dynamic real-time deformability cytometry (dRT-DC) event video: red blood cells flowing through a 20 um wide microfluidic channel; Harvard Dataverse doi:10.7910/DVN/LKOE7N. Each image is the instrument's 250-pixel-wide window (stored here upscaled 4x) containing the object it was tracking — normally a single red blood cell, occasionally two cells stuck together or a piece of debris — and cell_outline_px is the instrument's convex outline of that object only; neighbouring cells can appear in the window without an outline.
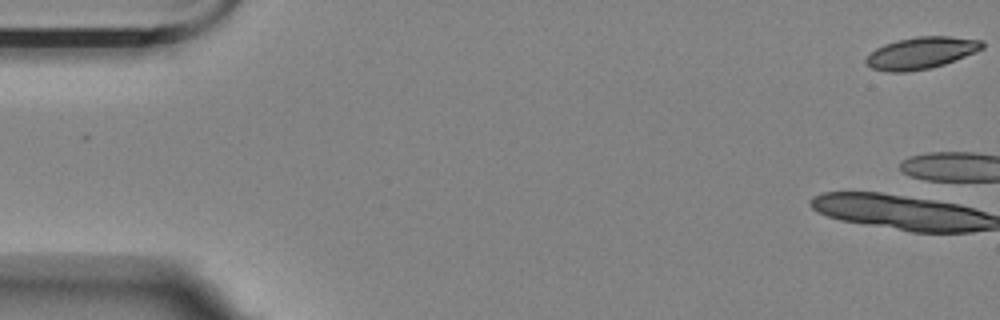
{"species": "Egyptian fruit bat (a non-hibernating species)", "species_latin": "Rousettus aegyptiacus", "temperature_condition": "room temperature", "stored_images_in_passage": 52, "camera_frame_rate_fps": 3000, "um_per_image_px": 0.085, "animal": {"sex": "female"}, "frame": {"image": 1, "passage_image": 1, "time_ms": 0.0, "image_size_px": [1000, 320], "cell_outline_px": [[984, 48], [976, 52], [944, 64], [932, 68], [908, 72], [888, 72], [872, 68], [864, 60], [876, 48], [884, 44], [896, 40], [916, 36], [948, 36], [984, 40]], "centroid_in_image_um": [78.32, 4.49], "position_along_channel_um": 6.7, "area_um2": 21.68}}
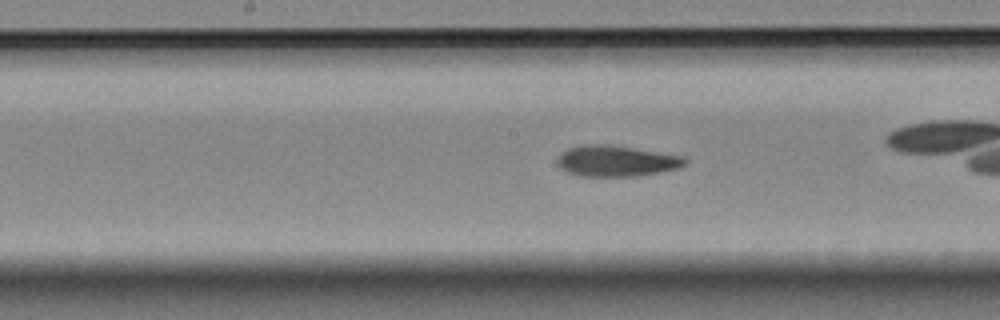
{"frame": {"image": 2, "passage_image": 27, "time_ms": 8.667, "image_size_px": [1000, 320], "cell_outline_px": [[688, 160], [680, 168], [636, 176], [580, 176], [568, 172], [560, 168], [556, 164], [556, 160], [560, 152], [568, 148], [580, 144], [608, 144], [684, 156]], "centroid_in_image_um": [52.33, 13.67], "position_along_channel_um": 195.9, "area_um2": 23.18}}
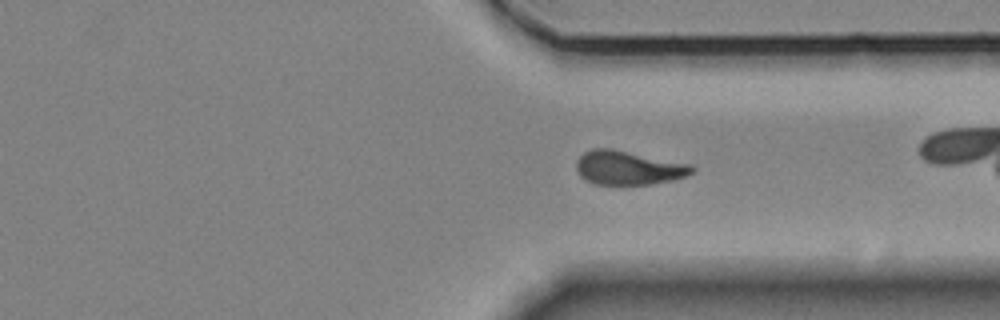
{"frame": {"image": 3, "passage_image": 41, "time_ms": 13.333, "image_size_px": [1000, 320], "cell_outline_px": [[696, 168], [688, 176], [672, 180], [652, 184], [624, 188], [592, 184], [584, 180], [580, 176], [576, 168], [576, 160], [584, 152], [592, 148], [612, 148], [692, 164]], "centroid_in_image_um": [53.39, 14.31], "position_along_channel_um": 358.0, "area_um2": 24.04}}